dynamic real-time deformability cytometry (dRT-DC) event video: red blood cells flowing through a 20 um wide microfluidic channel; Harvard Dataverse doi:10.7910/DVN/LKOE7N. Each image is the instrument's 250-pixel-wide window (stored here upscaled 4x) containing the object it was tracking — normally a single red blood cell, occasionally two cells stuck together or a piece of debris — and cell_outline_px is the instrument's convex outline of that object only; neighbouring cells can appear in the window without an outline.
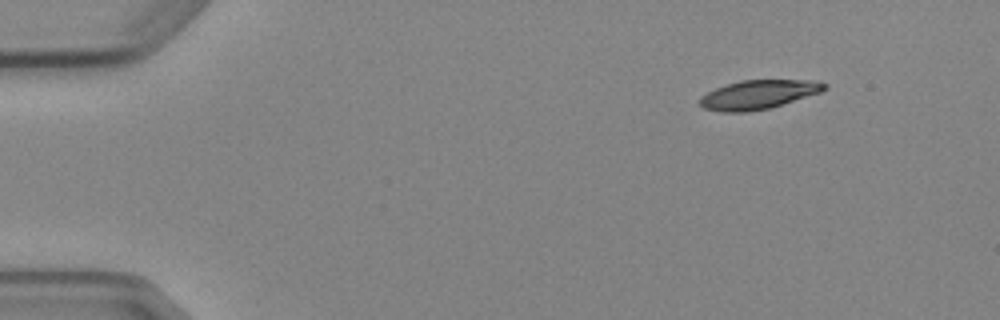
{"species": "Egyptian fruit bat (a non-hibernating species)", "species_latin": "Rousettus aegyptiacus", "temperature_condition": "cold", "stored_images_in_passage": 9, "camera_frame_rate_fps": 3000, "um_per_image_px": 0.085, "animal": {"sex": "female"}, "frame": {"image": 1, "passage_image": 1, "time_ms": 0.0, "image_size_px": [1000, 320], "cell_outline_px": [[828, 88], [820, 92], [768, 108], [748, 112], [724, 112], [704, 108], [700, 104], [700, 96], [716, 88], [740, 80], [820, 80], [828, 84]], "centroid_in_image_um": [64.49, 8.02], "position_along_channel_um": 20.5, "area_um2": 20.87}}
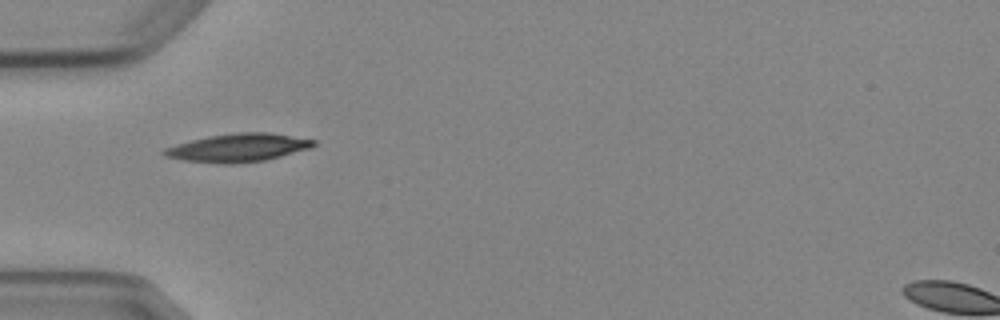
{"frame": {"image": 2, "passage_image": 4, "time_ms": 3.667, "image_size_px": [1000, 320], "cell_outline_px": [[316, 144], [312, 148], [264, 160], [232, 164], [220, 164], [184, 160], [164, 156], [160, 152], [164, 148], [176, 144], [208, 136], [236, 132], [268, 132], [316, 140]], "centroid_in_image_um": [20.22, 12.55], "position_along_channel_um": 64.8, "area_um2": 24.57}}